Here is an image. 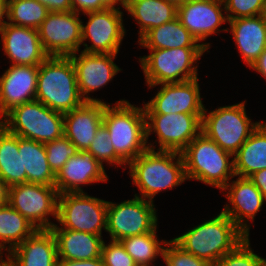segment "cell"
Returning <instances> with one entry per match:
<instances>
[{
	"label": "cell",
	"mask_w": 266,
	"mask_h": 266,
	"mask_svg": "<svg viewBox=\"0 0 266 266\" xmlns=\"http://www.w3.org/2000/svg\"><path fill=\"white\" fill-rule=\"evenodd\" d=\"M128 166L133 184L141 193V196H134L151 201L160 191L173 189L187 180L181 153L164 150L156 152L150 143L148 149L133 159Z\"/></svg>",
	"instance_id": "cell-1"
},
{
	"label": "cell",
	"mask_w": 266,
	"mask_h": 266,
	"mask_svg": "<svg viewBox=\"0 0 266 266\" xmlns=\"http://www.w3.org/2000/svg\"><path fill=\"white\" fill-rule=\"evenodd\" d=\"M248 236L222 211L188 232L172 239L184 251L215 264Z\"/></svg>",
	"instance_id": "cell-2"
},
{
	"label": "cell",
	"mask_w": 266,
	"mask_h": 266,
	"mask_svg": "<svg viewBox=\"0 0 266 266\" xmlns=\"http://www.w3.org/2000/svg\"><path fill=\"white\" fill-rule=\"evenodd\" d=\"M35 99L61 113L72 111L85 102L70 56H49L39 65Z\"/></svg>",
	"instance_id": "cell-3"
},
{
	"label": "cell",
	"mask_w": 266,
	"mask_h": 266,
	"mask_svg": "<svg viewBox=\"0 0 266 266\" xmlns=\"http://www.w3.org/2000/svg\"><path fill=\"white\" fill-rule=\"evenodd\" d=\"M104 106L102 125L108 130L116 155L129 164L148 149L144 107L139 108L127 100Z\"/></svg>",
	"instance_id": "cell-4"
},
{
	"label": "cell",
	"mask_w": 266,
	"mask_h": 266,
	"mask_svg": "<svg viewBox=\"0 0 266 266\" xmlns=\"http://www.w3.org/2000/svg\"><path fill=\"white\" fill-rule=\"evenodd\" d=\"M186 178L223 189L235 177L231 153L221 149L202 132L181 152Z\"/></svg>",
	"instance_id": "cell-5"
},
{
	"label": "cell",
	"mask_w": 266,
	"mask_h": 266,
	"mask_svg": "<svg viewBox=\"0 0 266 266\" xmlns=\"http://www.w3.org/2000/svg\"><path fill=\"white\" fill-rule=\"evenodd\" d=\"M151 53L139 62L149 88L163 83L193 80L197 77L194 63L203 55L205 47H179L172 49H149Z\"/></svg>",
	"instance_id": "cell-6"
},
{
	"label": "cell",
	"mask_w": 266,
	"mask_h": 266,
	"mask_svg": "<svg viewBox=\"0 0 266 266\" xmlns=\"http://www.w3.org/2000/svg\"><path fill=\"white\" fill-rule=\"evenodd\" d=\"M0 124L19 137L43 144L64 135V113L52 110L36 99L13 108Z\"/></svg>",
	"instance_id": "cell-7"
},
{
	"label": "cell",
	"mask_w": 266,
	"mask_h": 266,
	"mask_svg": "<svg viewBox=\"0 0 266 266\" xmlns=\"http://www.w3.org/2000/svg\"><path fill=\"white\" fill-rule=\"evenodd\" d=\"M245 101L219 107L202 115L201 132L221 149L234 155L261 122H253L246 115Z\"/></svg>",
	"instance_id": "cell-8"
},
{
	"label": "cell",
	"mask_w": 266,
	"mask_h": 266,
	"mask_svg": "<svg viewBox=\"0 0 266 266\" xmlns=\"http://www.w3.org/2000/svg\"><path fill=\"white\" fill-rule=\"evenodd\" d=\"M108 201L85 192L58 195L57 221L65 229L102 236L107 227Z\"/></svg>",
	"instance_id": "cell-9"
},
{
	"label": "cell",
	"mask_w": 266,
	"mask_h": 266,
	"mask_svg": "<svg viewBox=\"0 0 266 266\" xmlns=\"http://www.w3.org/2000/svg\"><path fill=\"white\" fill-rule=\"evenodd\" d=\"M157 215L153 201L135 196L119 204L108 201L106 232L112 241L141 235L157 229Z\"/></svg>",
	"instance_id": "cell-10"
},
{
	"label": "cell",
	"mask_w": 266,
	"mask_h": 266,
	"mask_svg": "<svg viewBox=\"0 0 266 266\" xmlns=\"http://www.w3.org/2000/svg\"><path fill=\"white\" fill-rule=\"evenodd\" d=\"M58 192L55 186L22 183L8 187V203L20 212L36 229H51L57 219Z\"/></svg>",
	"instance_id": "cell-11"
},
{
	"label": "cell",
	"mask_w": 266,
	"mask_h": 266,
	"mask_svg": "<svg viewBox=\"0 0 266 266\" xmlns=\"http://www.w3.org/2000/svg\"><path fill=\"white\" fill-rule=\"evenodd\" d=\"M202 115L186 113L145 114L146 140H148L151 132H155L159 143L157 150L181 152L201 133Z\"/></svg>",
	"instance_id": "cell-12"
},
{
	"label": "cell",
	"mask_w": 266,
	"mask_h": 266,
	"mask_svg": "<svg viewBox=\"0 0 266 266\" xmlns=\"http://www.w3.org/2000/svg\"><path fill=\"white\" fill-rule=\"evenodd\" d=\"M78 13L49 12L38 28L43 49L49 56H70L82 44V21Z\"/></svg>",
	"instance_id": "cell-13"
},
{
	"label": "cell",
	"mask_w": 266,
	"mask_h": 266,
	"mask_svg": "<svg viewBox=\"0 0 266 266\" xmlns=\"http://www.w3.org/2000/svg\"><path fill=\"white\" fill-rule=\"evenodd\" d=\"M120 7L110 6L107 9L86 13L89 20L81 25L82 43L90 39L92 45L83 43L87 53L117 54L125 36Z\"/></svg>",
	"instance_id": "cell-14"
},
{
	"label": "cell",
	"mask_w": 266,
	"mask_h": 266,
	"mask_svg": "<svg viewBox=\"0 0 266 266\" xmlns=\"http://www.w3.org/2000/svg\"><path fill=\"white\" fill-rule=\"evenodd\" d=\"M198 80L159 84L162 88L144 105V113L204 114Z\"/></svg>",
	"instance_id": "cell-15"
},
{
	"label": "cell",
	"mask_w": 266,
	"mask_h": 266,
	"mask_svg": "<svg viewBox=\"0 0 266 266\" xmlns=\"http://www.w3.org/2000/svg\"><path fill=\"white\" fill-rule=\"evenodd\" d=\"M117 54L87 53L81 51L70 55L76 72V80L81 97L85 101H98L88 97L90 92L104 87L121 70L114 62Z\"/></svg>",
	"instance_id": "cell-16"
},
{
	"label": "cell",
	"mask_w": 266,
	"mask_h": 266,
	"mask_svg": "<svg viewBox=\"0 0 266 266\" xmlns=\"http://www.w3.org/2000/svg\"><path fill=\"white\" fill-rule=\"evenodd\" d=\"M224 9L223 0H187L177 7V18L200 42L206 40L210 35L222 31L218 27L226 21L228 22L227 16L222 13Z\"/></svg>",
	"instance_id": "cell-17"
},
{
	"label": "cell",
	"mask_w": 266,
	"mask_h": 266,
	"mask_svg": "<svg viewBox=\"0 0 266 266\" xmlns=\"http://www.w3.org/2000/svg\"><path fill=\"white\" fill-rule=\"evenodd\" d=\"M39 66L11 65L0 78V120L13 108L35 100Z\"/></svg>",
	"instance_id": "cell-18"
},
{
	"label": "cell",
	"mask_w": 266,
	"mask_h": 266,
	"mask_svg": "<svg viewBox=\"0 0 266 266\" xmlns=\"http://www.w3.org/2000/svg\"><path fill=\"white\" fill-rule=\"evenodd\" d=\"M0 36L5 55L11 59L12 65L39 66L49 57L43 49L38 29L6 22Z\"/></svg>",
	"instance_id": "cell-19"
},
{
	"label": "cell",
	"mask_w": 266,
	"mask_h": 266,
	"mask_svg": "<svg viewBox=\"0 0 266 266\" xmlns=\"http://www.w3.org/2000/svg\"><path fill=\"white\" fill-rule=\"evenodd\" d=\"M108 176L101 165L88 150H80L70 157L55 175V188L58 194L84 192L81 185L106 182Z\"/></svg>",
	"instance_id": "cell-20"
},
{
	"label": "cell",
	"mask_w": 266,
	"mask_h": 266,
	"mask_svg": "<svg viewBox=\"0 0 266 266\" xmlns=\"http://www.w3.org/2000/svg\"><path fill=\"white\" fill-rule=\"evenodd\" d=\"M230 205L224 206L225 213L247 236H249L250 224L258 211H260L265 199L261 192L249 178L238 177L236 181L229 182L223 189Z\"/></svg>",
	"instance_id": "cell-21"
},
{
	"label": "cell",
	"mask_w": 266,
	"mask_h": 266,
	"mask_svg": "<svg viewBox=\"0 0 266 266\" xmlns=\"http://www.w3.org/2000/svg\"><path fill=\"white\" fill-rule=\"evenodd\" d=\"M5 266H58L57 242L51 229H37L7 254Z\"/></svg>",
	"instance_id": "cell-22"
},
{
	"label": "cell",
	"mask_w": 266,
	"mask_h": 266,
	"mask_svg": "<svg viewBox=\"0 0 266 266\" xmlns=\"http://www.w3.org/2000/svg\"><path fill=\"white\" fill-rule=\"evenodd\" d=\"M107 103L85 101L81 106L64 113V136L78 150H88L96 131L103 123L104 106Z\"/></svg>",
	"instance_id": "cell-23"
},
{
	"label": "cell",
	"mask_w": 266,
	"mask_h": 266,
	"mask_svg": "<svg viewBox=\"0 0 266 266\" xmlns=\"http://www.w3.org/2000/svg\"><path fill=\"white\" fill-rule=\"evenodd\" d=\"M237 49L250 67L266 48V14L228 20Z\"/></svg>",
	"instance_id": "cell-24"
},
{
	"label": "cell",
	"mask_w": 266,
	"mask_h": 266,
	"mask_svg": "<svg viewBox=\"0 0 266 266\" xmlns=\"http://www.w3.org/2000/svg\"><path fill=\"white\" fill-rule=\"evenodd\" d=\"M51 231L56 238L58 259L88 260L101 257L102 236L65 229L56 224Z\"/></svg>",
	"instance_id": "cell-25"
},
{
	"label": "cell",
	"mask_w": 266,
	"mask_h": 266,
	"mask_svg": "<svg viewBox=\"0 0 266 266\" xmlns=\"http://www.w3.org/2000/svg\"><path fill=\"white\" fill-rule=\"evenodd\" d=\"M125 10L139 24V39L151 29L177 18V6L166 0H126Z\"/></svg>",
	"instance_id": "cell-26"
},
{
	"label": "cell",
	"mask_w": 266,
	"mask_h": 266,
	"mask_svg": "<svg viewBox=\"0 0 266 266\" xmlns=\"http://www.w3.org/2000/svg\"><path fill=\"white\" fill-rule=\"evenodd\" d=\"M235 176L248 178L266 168V122H261L233 155Z\"/></svg>",
	"instance_id": "cell-27"
},
{
	"label": "cell",
	"mask_w": 266,
	"mask_h": 266,
	"mask_svg": "<svg viewBox=\"0 0 266 266\" xmlns=\"http://www.w3.org/2000/svg\"><path fill=\"white\" fill-rule=\"evenodd\" d=\"M0 178L8 187L27 183L23 170L22 137L9 132L0 124Z\"/></svg>",
	"instance_id": "cell-28"
},
{
	"label": "cell",
	"mask_w": 266,
	"mask_h": 266,
	"mask_svg": "<svg viewBox=\"0 0 266 266\" xmlns=\"http://www.w3.org/2000/svg\"><path fill=\"white\" fill-rule=\"evenodd\" d=\"M138 42L148 49L210 47L209 43H198L178 18L149 30Z\"/></svg>",
	"instance_id": "cell-29"
},
{
	"label": "cell",
	"mask_w": 266,
	"mask_h": 266,
	"mask_svg": "<svg viewBox=\"0 0 266 266\" xmlns=\"http://www.w3.org/2000/svg\"><path fill=\"white\" fill-rule=\"evenodd\" d=\"M22 161L23 170L27 174V183L55 185V174L47 162L43 143L22 138Z\"/></svg>",
	"instance_id": "cell-30"
},
{
	"label": "cell",
	"mask_w": 266,
	"mask_h": 266,
	"mask_svg": "<svg viewBox=\"0 0 266 266\" xmlns=\"http://www.w3.org/2000/svg\"><path fill=\"white\" fill-rule=\"evenodd\" d=\"M37 229L9 203L0 206V251L8 253L31 236ZM9 244L8 248L5 246Z\"/></svg>",
	"instance_id": "cell-31"
},
{
	"label": "cell",
	"mask_w": 266,
	"mask_h": 266,
	"mask_svg": "<svg viewBox=\"0 0 266 266\" xmlns=\"http://www.w3.org/2000/svg\"><path fill=\"white\" fill-rule=\"evenodd\" d=\"M156 230L157 229L141 235L126 237L120 241L126 252L133 258L138 266H150L158 255H163V245L166 244L167 241L162 240L159 242ZM161 243H163V245Z\"/></svg>",
	"instance_id": "cell-32"
},
{
	"label": "cell",
	"mask_w": 266,
	"mask_h": 266,
	"mask_svg": "<svg viewBox=\"0 0 266 266\" xmlns=\"http://www.w3.org/2000/svg\"><path fill=\"white\" fill-rule=\"evenodd\" d=\"M49 10L37 0H7L8 23L38 29Z\"/></svg>",
	"instance_id": "cell-33"
},
{
	"label": "cell",
	"mask_w": 266,
	"mask_h": 266,
	"mask_svg": "<svg viewBox=\"0 0 266 266\" xmlns=\"http://www.w3.org/2000/svg\"><path fill=\"white\" fill-rule=\"evenodd\" d=\"M44 145L47 162L55 175L70 157L79 152L78 148L64 135Z\"/></svg>",
	"instance_id": "cell-34"
},
{
	"label": "cell",
	"mask_w": 266,
	"mask_h": 266,
	"mask_svg": "<svg viewBox=\"0 0 266 266\" xmlns=\"http://www.w3.org/2000/svg\"><path fill=\"white\" fill-rule=\"evenodd\" d=\"M212 266H266V259L250 248L249 236Z\"/></svg>",
	"instance_id": "cell-35"
},
{
	"label": "cell",
	"mask_w": 266,
	"mask_h": 266,
	"mask_svg": "<svg viewBox=\"0 0 266 266\" xmlns=\"http://www.w3.org/2000/svg\"><path fill=\"white\" fill-rule=\"evenodd\" d=\"M94 158L103 165V162L108 164L126 165L115 153V149L112 145V141L109 137L108 130L101 125L96 131L95 137L88 148Z\"/></svg>",
	"instance_id": "cell-36"
},
{
	"label": "cell",
	"mask_w": 266,
	"mask_h": 266,
	"mask_svg": "<svg viewBox=\"0 0 266 266\" xmlns=\"http://www.w3.org/2000/svg\"><path fill=\"white\" fill-rule=\"evenodd\" d=\"M223 2L224 13L228 20L266 14V0H223Z\"/></svg>",
	"instance_id": "cell-37"
},
{
	"label": "cell",
	"mask_w": 266,
	"mask_h": 266,
	"mask_svg": "<svg viewBox=\"0 0 266 266\" xmlns=\"http://www.w3.org/2000/svg\"><path fill=\"white\" fill-rule=\"evenodd\" d=\"M162 258L167 266H212L208 261L184 251L173 240L164 244Z\"/></svg>",
	"instance_id": "cell-38"
},
{
	"label": "cell",
	"mask_w": 266,
	"mask_h": 266,
	"mask_svg": "<svg viewBox=\"0 0 266 266\" xmlns=\"http://www.w3.org/2000/svg\"><path fill=\"white\" fill-rule=\"evenodd\" d=\"M101 258L104 266H138L120 241L103 242Z\"/></svg>",
	"instance_id": "cell-39"
},
{
	"label": "cell",
	"mask_w": 266,
	"mask_h": 266,
	"mask_svg": "<svg viewBox=\"0 0 266 266\" xmlns=\"http://www.w3.org/2000/svg\"><path fill=\"white\" fill-rule=\"evenodd\" d=\"M72 10L78 14L101 11L110 7L105 0H71Z\"/></svg>",
	"instance_id": "cell-40"
},
{
	"label": "cell",
	"mask_w": 266,
	"mask_h": 266,
	"mask_svg": "<svg viewBox=\"0 0 266 266\" xmlns=\"http://www.w3.org/2000/svg\"><path fill=\"white\" fill-rule=\"evenodd\" d=\"M47 7L49 12H71V0H37Z\"/></svg>",
	"instance_id": "cell-41"
},
{
	"label": "cell",
	"mask_w": 266,
	"mask_h": 266,
	"mask_svg": "<svg viewBox=\"0 0 266 266\" xmlns=\"http://www.w3.org/2000/svg\"><path fill=\"white\" fill-rule=\"evenodd\" d=\"M58 266H104V263L101 257L88 260L58 259Z\"/></svg>",
	"instance_id": "cell-42"
},
{
	"label": "cell",
	"mask_w": 266,
	"mask_h": 266,
	"mask_svg": "<svg viewBox=\"0 0 266 266\" xmlns=\"http://www.w3.org/2000/svg\"><path fill=\"white\" fill-rule=\"evenodd\" d=\"M256 188L261 192L266 201V168L257 171L248 177Z\"/></svg>",
	"instance_id": "cell-43"
},
{
	"label": "cell",
	"mask_w": 266,
	"mask_h": 266,
	"mask_svg": "<svg viewBox=\"0 0 266 266\" xmlns=\"http://www.w3.org/2000/svg\"><path fill=\"white\" fill-rule=\"evenodd\" d=\"M250 67L266 79V48Z\"/></svg>",
	"instance_id": "cell-44"
},
{
	"label": "cell",
	"mask_w": 266,
	"mask_h": 266,
	"mask_svg": "<svg viewBox=\"0 0 266 266\" xmlns=\"http://www.w3.org/2000/svg\"><path fill=\"white\" fill-rule=\"evenodd\" d=\"M8 203V186L0 178V206Z\"/></svg>",
	"instance_id": "cell-45"
},
{
	"label": "cell",
	"mask_w": 266,
	"mask_h": 266,
	"mask_svg": "<svg viewBox=\"0 0 266 266\" xmlns=\"http://www.w3.org/2000/svg\"><path fill=\"white\" fill-rule=\"evenodd\" d=\"M7 15V0H0V30L5 25L4 16Z\"/></svg>",
	"instance_id": "cell-46"
},
{
	"label": "cell",
	"mask_w": 266,
	"mask_h": 266,
	"mask_svg": "<svg viewBox=\"0 0 266 266\" xmlns=\"http://www.w3.org/2000/svg\"><path fill=\"white\" fill-rule=\"evenodd\" d=\"M110 6H115L118 2L122 7L125 6L126 0H105Z\"/></svg>",
	"instance_id": "cell-47"
},
{
	"label": "cell",
	"mask_w": 266,
	"mask_h": 266,
	"mask_svg": "<svg viewBox=\"0 0 266 266\" xmlns=\"http://www.w3.org/2000/svg\"><path fill=\"white\" fill-rule=\"evenodd\" d=\"M166 1L173 3L178 7L179 5L183 4L187 0H166Z\"/></svg>",
	"instance_id": "cell-48"
},
{
	"label": "cell",
	"mask_w": 266,
	"mask_h": 266,
	"mask_svg": "<svg viewBox=\"0 0 266 266\" xmlns=\"http://www.w3.org/2000/svg\"><path fill=\"white\" fill-rule=\"evenodd\" d=\"M3 252L0 251V266H5V260H3L2 254Z\"/></svg>",
	"instance_id": "cell-49"
}]
</instances>
